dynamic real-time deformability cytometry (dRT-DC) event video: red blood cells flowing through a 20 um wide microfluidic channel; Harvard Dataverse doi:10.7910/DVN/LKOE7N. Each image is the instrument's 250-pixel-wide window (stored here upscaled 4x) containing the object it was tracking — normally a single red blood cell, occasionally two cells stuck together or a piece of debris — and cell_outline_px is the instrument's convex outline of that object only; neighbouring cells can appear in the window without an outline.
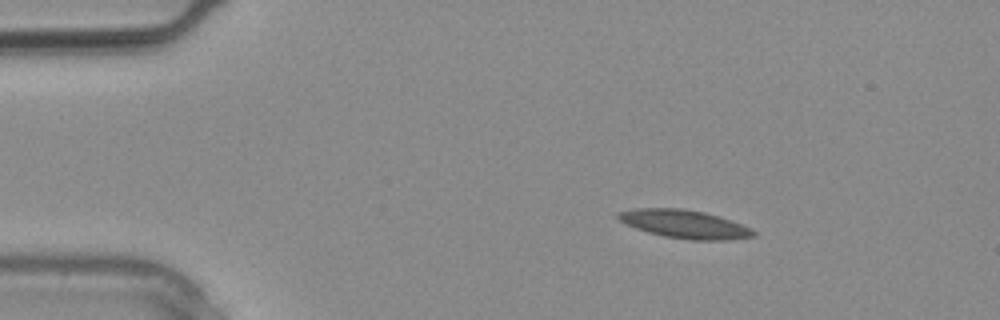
{"species": "common noctule bat (a hibernating species)", "species_latin": "Nyctalus noctula", "temperature_condition": "warm", "stored_images_in_passage": 2, "camera_frame_rate_fps": 3000, "um_per_image_px": 0.085, "animal": {"sex": "male", "body_mass_g": 20.4}, "frame": {"image": 1, "passage_image": 1, "time_ms": 0.0, "image_size_px": [1000, 320], "cell_outline_px": [[756, 236], [728, 240], [692, 240], [664, 236], [648, 232], [636, 228], [620, 220], [616, 216], [616, 212], [636, 208], [680, 208], [704, 212], [720, 216], [732, 220], [752, 228], [756, 232]], "centroid_in_image_um": [58.23, 19.04], "position_along_channel_um": 26.8, "area_um2": 22.37}}